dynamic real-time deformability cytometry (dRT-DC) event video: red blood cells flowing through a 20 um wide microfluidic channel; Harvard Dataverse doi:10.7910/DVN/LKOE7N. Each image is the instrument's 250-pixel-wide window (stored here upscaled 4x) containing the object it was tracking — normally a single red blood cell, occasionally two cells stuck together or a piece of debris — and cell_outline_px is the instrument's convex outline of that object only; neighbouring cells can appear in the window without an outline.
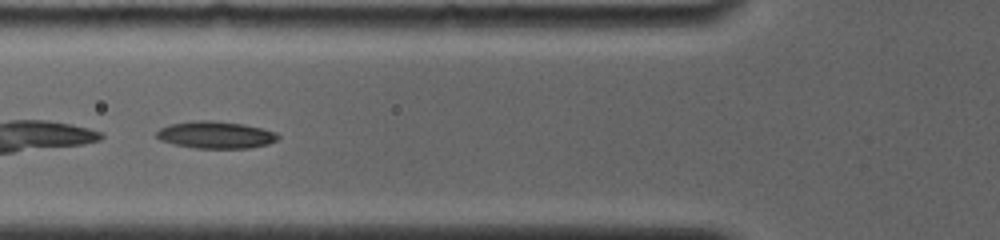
{"species": "common noctule bat (a hibernating species)", "species_latin": "Nyctalus noctula", "temperature_condition": "room temperature", "stored_images_in_passage": 4, "camera_frame_rate_fps": 4000, "um_per_image_px": 0.085, "animal": {"sex": "female", "body_mass_g": 19.0, "forearm_length_mm": 56.7}, "frame": {"image": 1, "passage_image": 3, "time_ms": 1.25, "image_size_px": [1000, 240], "cell_outline_px": [[280, 136], [276, 140], [268, 144], [248, 148], [196, 148], [176, 144], [160, 140], [156, 136], [156, 132], [160, 128], [168, 124], [188, 120], [212, 120], [244, 124], [276, 132]], "centroid_in_image_um": [18.3, 11.45], "position_along_channel_um": 107.5, "area_um2": 19.25}}